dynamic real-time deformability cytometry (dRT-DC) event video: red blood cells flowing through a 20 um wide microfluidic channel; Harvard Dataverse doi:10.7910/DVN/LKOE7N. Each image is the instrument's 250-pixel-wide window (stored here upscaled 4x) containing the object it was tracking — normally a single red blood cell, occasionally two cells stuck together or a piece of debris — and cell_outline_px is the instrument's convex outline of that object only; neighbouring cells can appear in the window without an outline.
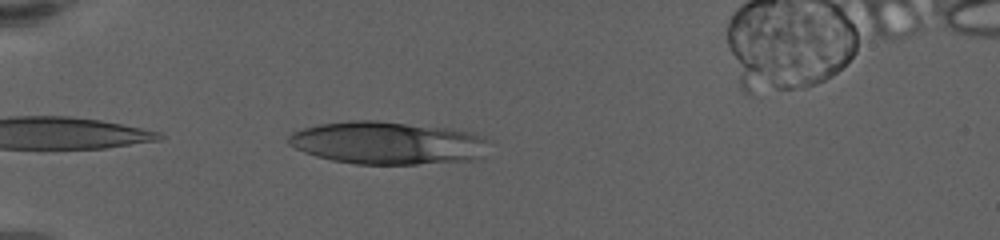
{"species": "human", "species_latin": "Homo sapiens", "temperature_condition": "warm", "stored_images_in_passage": 40, "camera_frame_rate_fps": 3000, "um_per_image_px": 0.085, "donor": {"sex": "female"}, "frame": {"image": 1, "passage_image": 2, "time_ms": 0.333, "image_size_px": [1000, 240], "cell_outline_px": [[492, 140], [476, 160], [416, 164], [356, 164], [332, 160], [316, 156], [304, 152], [288, 144], [288, 136], [292, 132], [316, 124], [348, 120], [376, 120], [444, 128], [468, 132], [484, 136]], "centroid_in_image_um": [32.93, 12.15], "position_along_channel_um": 52.1, "area_um2": 50.0}}
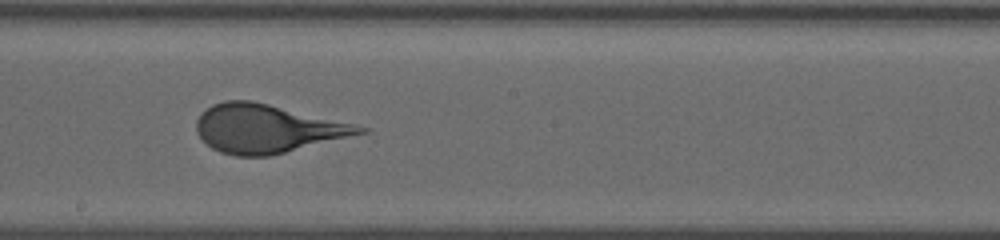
{"frame": {"image": 2, "passage_image": 19, "time_ms": 6.0, "image_size_px": [1000, 240], "cell_outline_px": [[368, 132], [268, 156], [236, 156], [220, 152], [212, 148], [196, 132], [196, 120], [212, 104], [224, 100], [252, 100], [352, 124], [368, 128]], "centroid_in_image_um": [22.65, 10.93], "position_along_channel_um": 225.6, "area_um2": 45.26}}
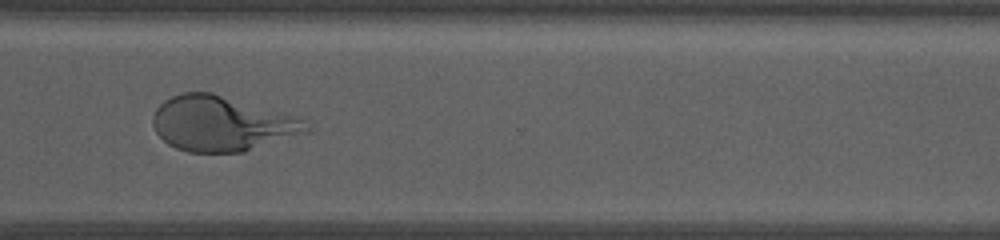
{"frame": {"image": 3, "passage_image": 30, "time_ms": 9.667, "image_size_px": [1000, 240], "cell_outline_px": [[308, 132], [244, 152], [188, 152], [176, 148], [168, 144], [156, 132], [152, 124], [152, 116], [156, 108], [164, 100], [172, 96], [184, 92], [212, 92], [296, 116], [304, 120], [308, 128]], "centroid_in_image_um": [18.81, 10.51], "position_along_channel_um": 351.8, "area_um2": 49.07}}